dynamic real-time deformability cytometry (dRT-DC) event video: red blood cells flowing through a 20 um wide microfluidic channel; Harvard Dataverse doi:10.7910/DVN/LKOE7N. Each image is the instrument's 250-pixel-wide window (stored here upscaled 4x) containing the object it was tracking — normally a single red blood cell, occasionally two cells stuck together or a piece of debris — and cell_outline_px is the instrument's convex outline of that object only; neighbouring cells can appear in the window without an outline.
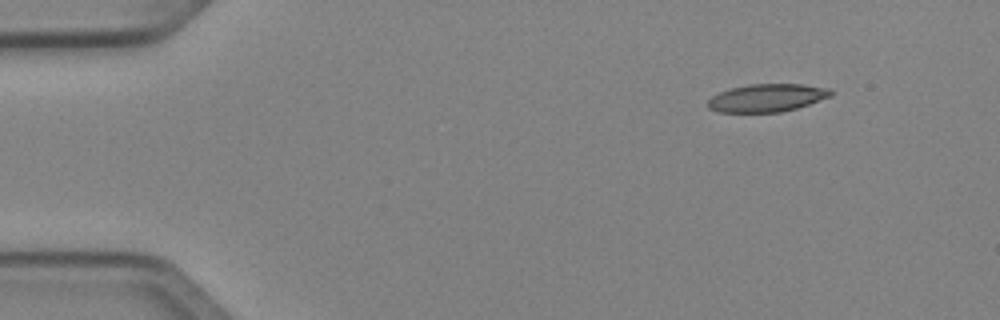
{"species": "Egyptian fruit bat (a non-hibernating species)", "species_latin": "Rousettus aegyptiacus", "temperature_condition": "cold", "stored_images_in_passage": 45, "camera_frame_rate_fps": 3000, "um_per_image_px": 0.085, "animal": {"sex": "female"}, "frame": {"image": 1, "passage_image": 1, "time_ms": 0.0, "image_size_px": [1000, 320], "cell_outline_px": [[832, 96], [796, 108], [780, 112], [720, 112], [708, 108], [708, 100], [712, 96], [720, 92], [732, 88], [748, 84], [800, 84], [828, 88], [832, 92]], "centroid_in_image_um": [65.18, 8.32], "position_along_channel_um": 19.8, "area_um2": 19.77}}
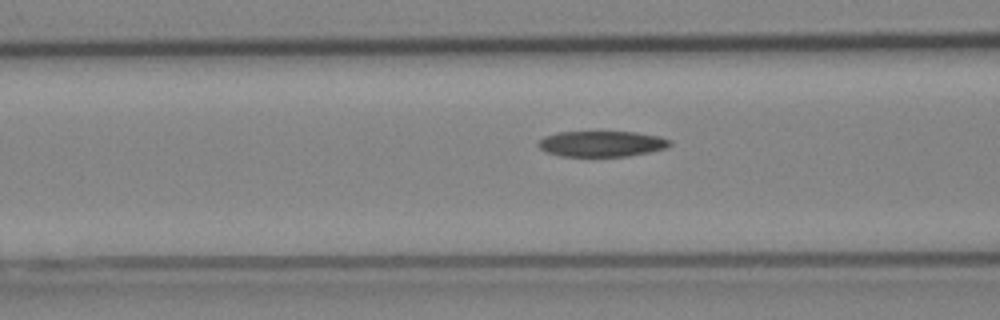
{"frame": {"image": 2, "passage_image": 15, "time_ms": 4.667, "image_size_px": [1000, 320], "cell_outline_px": [[672, 144], [664, 148], [648, 152], [628, 156], [560, 156], [544, 152], [536, 144], [544, 136], [556, 132], [636, 132], [660, 136], [668, 140]], "centroid_in_image_um": [51.08, 12.22], "position_along_channel_um": 115.5, "area_um2": 19.71}}
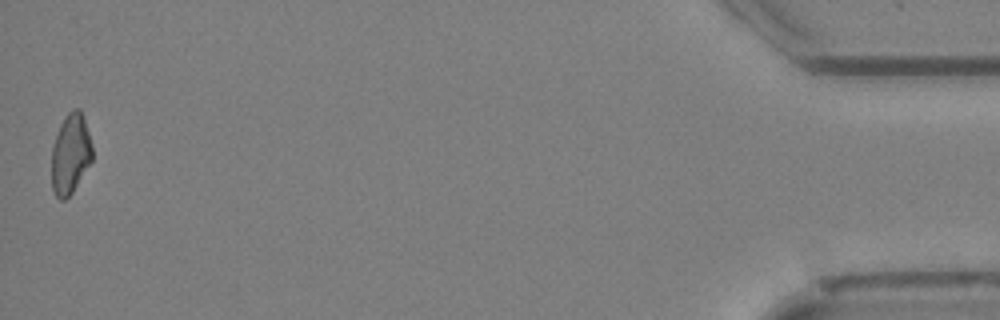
{"frame": {"image": 3, "passage_image": 45, "time_ms": 14.667, "image_size_px": [1000, 320], "cell_outline_px": [[92, 160], [72, 192], [64, 200], [60, 200], [56, 196], [52, 188], [52, 144], [60, 124], [64, 116], [72, 108], [80, 108], [88, 132], [92, 148]], "centroid_in_image_um": [5.97, 13.06], "position_along_channel_um": 429.2, "area_um2": 18.9}}